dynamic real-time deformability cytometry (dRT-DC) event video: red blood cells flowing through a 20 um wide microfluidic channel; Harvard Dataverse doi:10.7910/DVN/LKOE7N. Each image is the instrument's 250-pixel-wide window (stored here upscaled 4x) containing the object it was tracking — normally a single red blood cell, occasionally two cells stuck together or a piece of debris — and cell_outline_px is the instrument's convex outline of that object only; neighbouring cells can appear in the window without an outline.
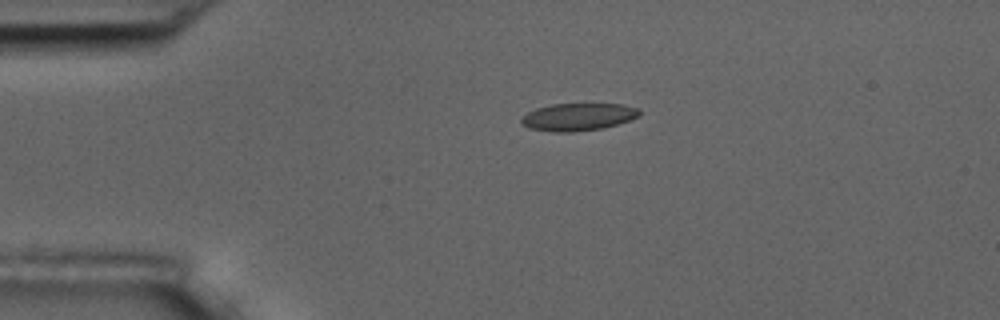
{"species": "common noctule bat (a hibernating species)", "species_latin": "Nyctalus noctula", "temperature_condition": "room temperature", "stored_images_in_passage": 6, "camera_frame_rate_fps": 3000, "um_per_image_px": 0.085, "animal": {"sex": "male", "body_mass_g": 17.5, "forearm_length_mm": 52.3}, "frame": {"image": 1, "passage_image": 6, "time_ms": 6.667, "image_size_px": [1000, 320], "cell_outline_px": [[640, 116], [604, 128], [572, 132], [552, 132], [528, 128], [520, 120], [528, 112], [536, 108], [552, 104], [624, 104], [640, 108]], "centroid_in_image_um": [49.16, 9.93], "position_along_channel_um": 35.8, "area_um2": 18.9}}